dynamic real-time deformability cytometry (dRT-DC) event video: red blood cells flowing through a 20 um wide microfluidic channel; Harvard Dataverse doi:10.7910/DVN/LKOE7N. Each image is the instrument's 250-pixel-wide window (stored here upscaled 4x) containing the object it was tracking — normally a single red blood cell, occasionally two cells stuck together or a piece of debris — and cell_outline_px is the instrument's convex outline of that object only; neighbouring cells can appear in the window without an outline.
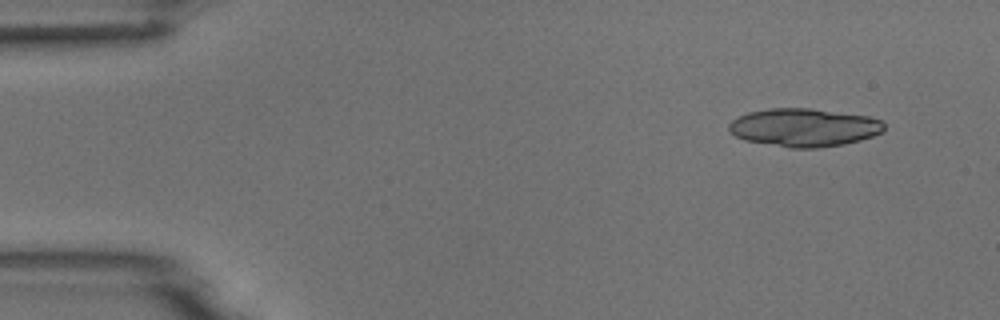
{"species": "common noctule bat (a hibernating species)", "species_latin": "Nyctalus noctula", "temperature_condition": "room temperature", "stored_images_in_passage": 3, "camera_frame_rate_fps": 3000, "um_per_image_px": 0.085, "animal": {"sex": "male", "body_mass_g": 18.8}, "frame": {"image": 1, "passage_image": 1, "time_ms": 0.0, "image_size_px": [1000, 320], "cell_outline_px": [[884, 128], [880, 132], [872, 136], [860, 140], [844, 144], [816, 148], [792, 148], [744, 140], [736, 136], [728, 128], [728, 124], [732, 120], [748, 112], [772, 108], [812, 108], [868, 116], [880, 120], [884, 124]], "centroid_in_image_um": [68.33, 10.83], "position_along_channel_um": 16.7, "area_um2": 34.33}}